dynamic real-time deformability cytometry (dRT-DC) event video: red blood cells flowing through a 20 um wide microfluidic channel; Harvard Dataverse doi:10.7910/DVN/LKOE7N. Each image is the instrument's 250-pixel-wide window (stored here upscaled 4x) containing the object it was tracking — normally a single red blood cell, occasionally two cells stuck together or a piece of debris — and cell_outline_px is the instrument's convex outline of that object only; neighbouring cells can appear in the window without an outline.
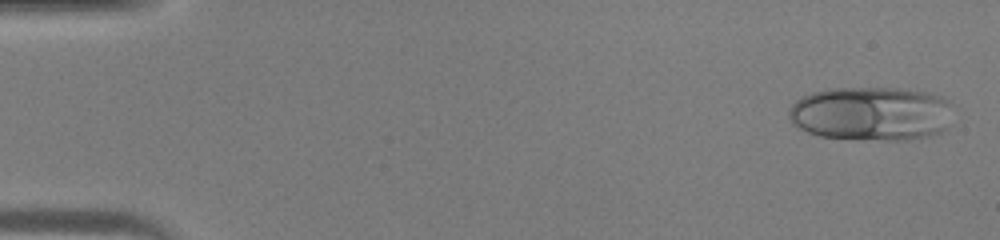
{"species": "human", "species_latin": "Homo sapiens", "temperature_condition": "warm", "stored_images_in_passage": 44, "camera_frame_rate_fps": 3000, "um_per_image_px": 0.085, "donor": {"sex": "male"}, "frame": {"image": 1, "passage_image": 2, "time_ms": 0.333, "image_size_px": [1000, 240], "cell_outline_px": [[952, 104], [944, 128], [940, 132], [928, 136], [908, 140], [888, 140], [820, 136], [808, 132], [800, 128], [788, 116], [788, 112], [792, 104], [796, 100], [812, 92], [828, 88], [908, 88], [928, 92], [940, 96], [948, 100]], "centroid_in_image_um": [74.05, 9.63], "position_along_channel_um": 10.9, "area_um2": 51.56}}
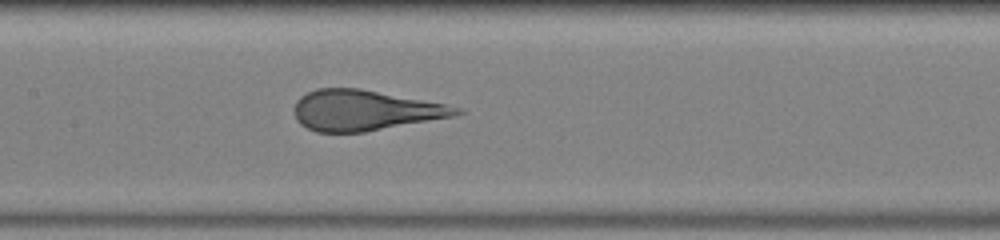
{"frame": {"image": 2, "passage_image": 22, "time_ms": 7.0, "image_size_px": [1000, 240], "cell_outline_px": [[464, 112], [456, 116], [364, 132], [316, 132], [300, 124], [296, 120], [296, 100], [300, 96], [316, 88], [360, 88], [444, 104], [460, 108]], "centroid_in_image_um": [30.99, 9.38], "position_along_channel_um": 176.4, "area_um2": 37.97}}
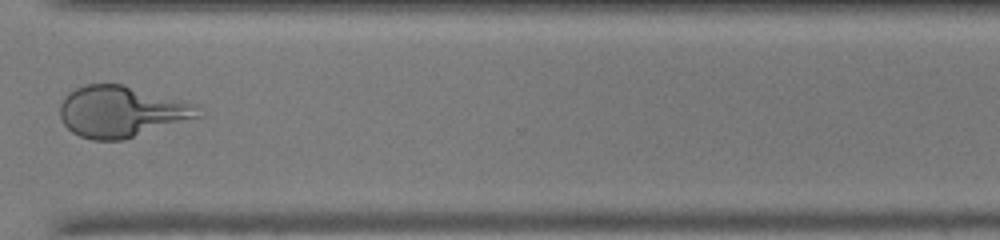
{"frame": {"image": 3, "passage_image": 34, "time_ms": 11.0, "image_size_px": [1000, 240], "cell_outline_px": [[204, 116], [124, 140], [92, 140], [80, 136], [72, 132], [64, 124], [60, 116], [60, 104], [64, 96], [68, 92], [84, 84], [120, 84], [200, 104]], "centroid_in_image_um": [10.38, 9.49], "position_along_channel_um": 360.2, "area_um2": 41.79}}